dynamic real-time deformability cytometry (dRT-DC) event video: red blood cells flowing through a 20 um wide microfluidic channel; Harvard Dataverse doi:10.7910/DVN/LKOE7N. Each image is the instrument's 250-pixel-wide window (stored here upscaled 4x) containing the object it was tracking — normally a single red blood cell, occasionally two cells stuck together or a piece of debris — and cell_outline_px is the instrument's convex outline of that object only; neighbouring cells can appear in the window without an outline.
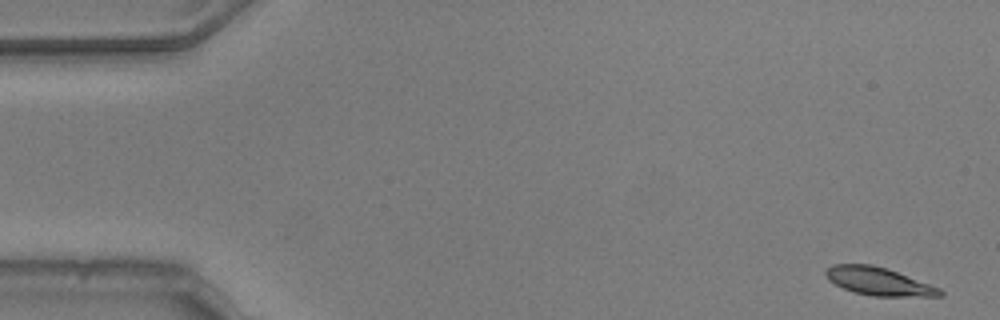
{"species": "common noctule bat (a hibernating species)", "species_latin": "Nyctalus noctula", "temperature_condition": "warm", "stored_images_in_passage": 53, "camera_frame_rate_fps": 3000, "um_per_image_px": 0.085, "animal": {"sex": "male", "body_mass_g": 20.5, "forearm_length_mm": 52.5}, "frame": {"image": 1, "passage_image": 1, "time_ms": 0.0, "image_size_px": [1000, 320], "cell_outline_px": [[944, 296], [872, 296], [852, 292], [828, 280], [824, 272], [832, 264], [872, 264], [888, 268], [940, 288], [944, 292]], "centroid_in_image_um": [74.69, 23.91], "position_along_channel_um": 10.3, "area_um2": 18.67}}
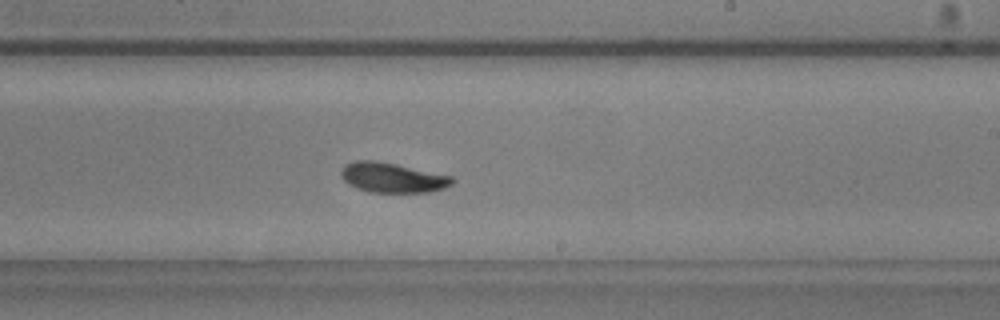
{"frame": {"image": 2, "passage_image": 31, "time_ms": 10.0, "image_size_px": [1000, 320], "cell_outline_px": [[456, 180], [452, 184], [444, 188], [428, 192], [372, 192], [356, 188], [348, 184], [340, 176], [340, 172], [344, 164], [356, 160], [376, 160], [396, 164], [452, 176]], "centroid_in_image_um": [33.33, 15.09], "position_along_channel_um": 255.7, "area_um2": 19.42}}
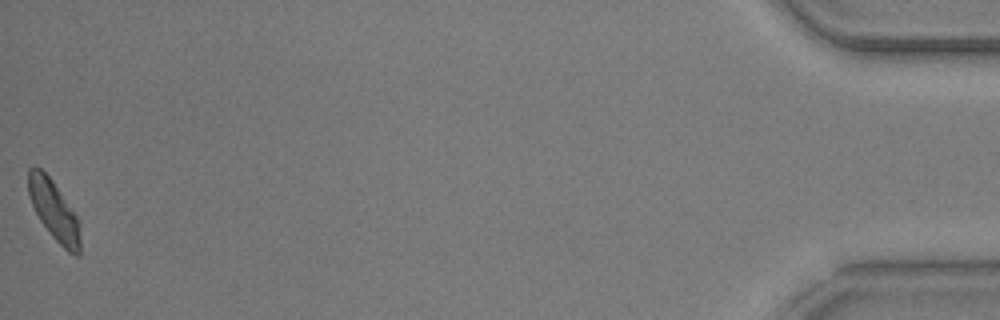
{"frame": {"image": 3, "passage_image": 53, "time_ms": 17.333, "image_size_px": [1000, 320], "cell_outline_px": [[80, 256], [76, 256], [68, 252], [52, 236], [40, 220], [28, 196], [28, 168], [40, 168], [52, 180], [80, 220]], "centroid_in_image_um": [4.61, 17.92], "position_along_channel_um": 430.6, "area_um2": 17.98}, "authors_computed_cell_mechanics": {"area_um2": 18.9006, "velocity_mm_per_s": 3.7484, "shape_relaxation_time_tau1_ms": 3.1217, "shape_relaxation_time_tau2_ms": 2.025, "deformation_change_tau1": 0.1067, "deformation_change_tau2": 0.0646}}